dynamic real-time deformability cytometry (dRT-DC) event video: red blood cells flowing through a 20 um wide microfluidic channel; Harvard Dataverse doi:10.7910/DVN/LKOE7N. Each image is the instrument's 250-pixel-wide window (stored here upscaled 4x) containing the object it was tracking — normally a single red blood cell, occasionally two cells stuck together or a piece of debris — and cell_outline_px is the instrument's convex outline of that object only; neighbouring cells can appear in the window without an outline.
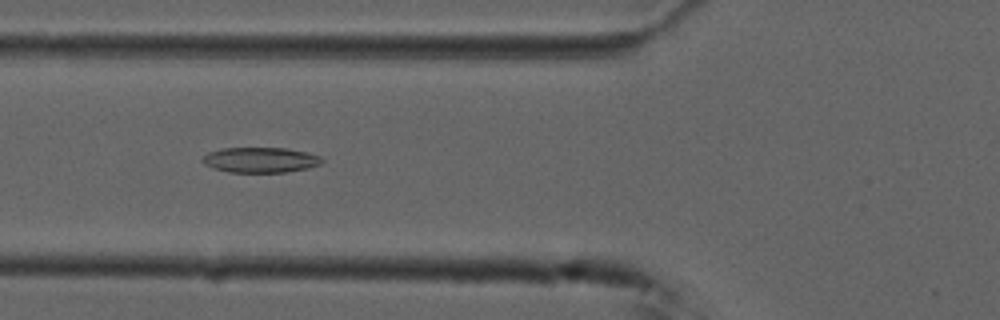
{"species": "common noctule bat (a hibernating species)", "species_latin": "Nyctalus noctula", "temperature_condition": "cold", "stored_images_in_passage": 49, "camera_frame_rate_fps": 3000, "um_per_image_px": 0.085, "animal": {"sex": "male", "forearm_length_mm": 52.5}, "frame": {"image": 1, "passage_image": 15, "time_ms": 4.667, "image_size_px": [1000, 320], "cell_outline_px": [[324, 160], [320, 164], [308, 168], [288, 172], [228, 172], [212, 168], [204, 164], [200, 160], [208, 152], [224, 148], [288, 148], [308, 152], [320, 156]], "centroid_in_image_um": [22.14, 13.59], "position_along_channel_um": 103.7, "area_um2": 17.74}}
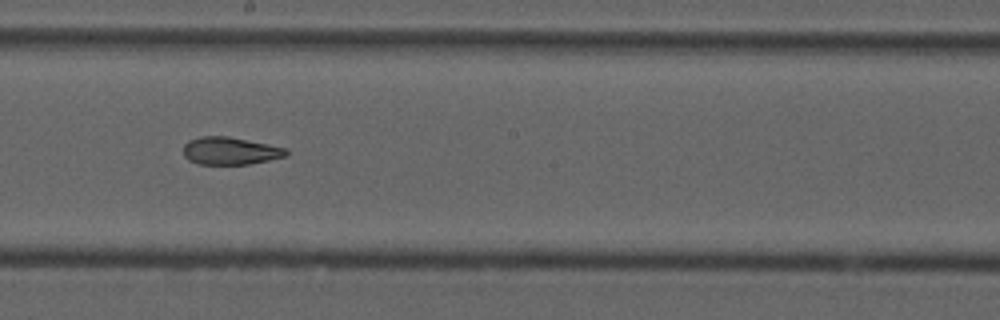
{"frame": {"image": 2, "passage_image": 25, "time_ms": 8.0, "image_size_px": [1000, 320], "cell_outline_px": [[288, 156], [248, 164], [196, 164], [188, 160], [184, 156], [184, 144], [188, 140], [200, 136], [228, 136], [288, 148]], "centroid_in_image_um": [19.56, 12.82], "position_along_channel_um": 228.6, "area_um2": 16.65}}
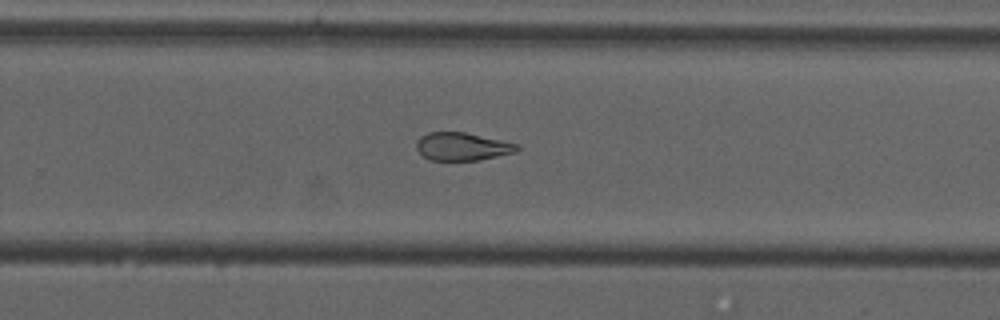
{"frame": {"image": 3, "passage_image": 30, "time_ms": 9.667, "image_size_px": [1000, 320], "cell_outline_px": [[520, 148], [516, 152], [480, 160], [432, 160], [424, 156], [416, 148], [416, 140], [420, 136], [428, 132], [464, 132], [520, 144]], "centroid_in_image_um": [39.31, 12.45], "position_along_channel_um": 290.5, "area_um2": 16.42}, "authors_computed_cell_mechanics": {"area_um2": 19.4208, "velocity_mm_per_s": 3.744, "shape_relaxation_time_tau1_ms": null, "shape_relaxation_time_tau2_ms": 4.4565, "deformation_change_tau1": null, "deformation_change_tau2": 0.1356}}